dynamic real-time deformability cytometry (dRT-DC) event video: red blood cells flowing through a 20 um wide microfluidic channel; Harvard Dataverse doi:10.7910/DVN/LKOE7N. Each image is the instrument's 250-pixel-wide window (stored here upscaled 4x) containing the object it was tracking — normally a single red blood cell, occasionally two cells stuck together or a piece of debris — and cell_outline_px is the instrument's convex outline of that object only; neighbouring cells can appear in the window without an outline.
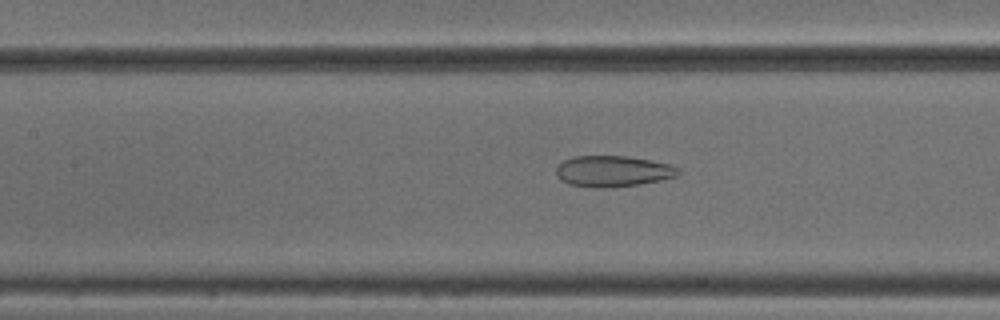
{"species": "common noctule bat (a hibernating species)", "species_latin": "Nyctalus noctula", "temperature_condition": "cold", "stored_images_in_passage": 41, "camera_frame_rate_fps": 3000, "um_per_image_px": 0.085, "animal": {"sex": "male", "body_mass_g": 18.8}, "frame": {"image": 1, "passage_image": 13, "time_ms": 4.0, "image_size_px": [1000, 320], "cell_outline_px": [[680, 172], [676, 176], [660, 180], [640, 184], [612, 188], [568, 184], [560, 180], [556, 176], [556, 168], [564, 160], [572, 156], [628, 156], [652, 160], [668, 164], [676, 168]], "centroid_in_image_um": [52.07, 14.55], "position_along_channel_um": 155.3, "area_um2": 21.96}}
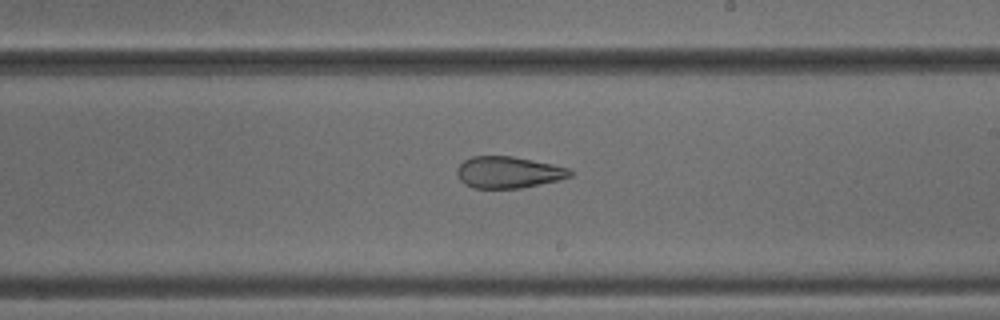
{"frame": {"image": 2, "passage_image": 20, "time_ms": 6.333, "image_size_px": [1000, 320], "cell_outline_px": [[572, 176], [560, 180], [520, 188], [472, 188], [464, 184], [460, 180], [456, 172], [456, 168], [464, 160], [472, 156], [512, 156], [552, 164], [568, 168], [572, 172]], "centroid_in_image_um": [43.19, 14.65], "position_along_channel_um": 245.8, "area_um2": 20.87}}
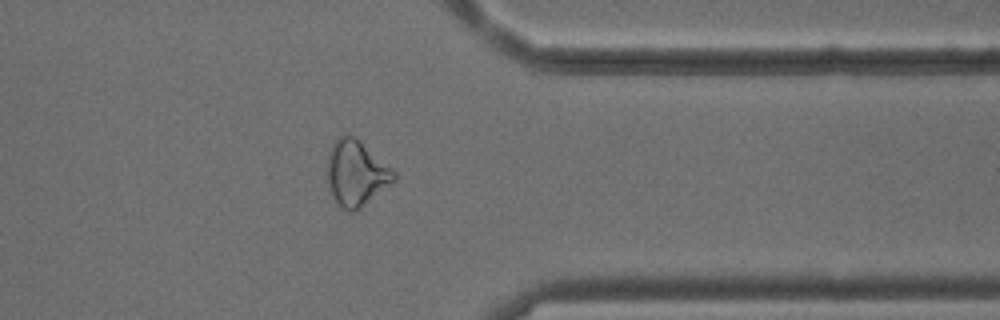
{"frame": {"image": 3, "passage_image": 31, "time_ms": 10.0, "image_size_px": [1000, 320], "cell_outline_px": [[396, 176], [392, 180], [356, 212], [348, 212], [340, 208], [332, 196], [328, 184], [328, 156], [332, 144], [340, 136], [352, 136], [360, 140], [392, 168], [396, 172]], "centroid_in_image_um": [30.24, 14.74], "position_along_channel_um": 381.2, "area_um2": 24.97}, "authors_computed_cell_mechanics": {"area_um2": 24.9696, "velocity_mm_per_s": 3.8807, "shape_relaxation_time_tau1_ms": null, "shape_relaxation_time_tau2_ms": 1.9162, "deformation_change_tau1": null, "deformation_change_tau2": 0.1077}}